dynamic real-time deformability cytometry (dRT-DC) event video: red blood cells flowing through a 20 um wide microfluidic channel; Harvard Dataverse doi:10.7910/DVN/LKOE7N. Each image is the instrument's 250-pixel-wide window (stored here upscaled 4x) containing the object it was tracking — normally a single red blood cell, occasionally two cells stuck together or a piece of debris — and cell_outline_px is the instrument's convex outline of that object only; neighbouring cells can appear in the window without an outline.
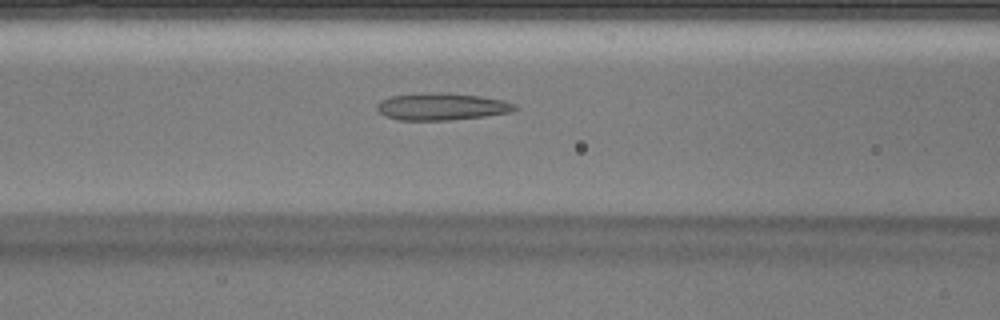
{"species": "Egyptian fruit bat (a non-hibernating species)", "species_latin": "Rousettus aegyptiacus", "temperature_condition": "warm", "stored_images_in_passage": 26, "camera_frame_rate_fps": 3000, "um_per_image_px": 0.085, "animal": {"sex": "male"}, "frame": {"image": 1, "passage_image": 8, "time_ms": 2.333, "image_size_px": [1000, 320], "cell_outline_px": [[520, 108], [512, 112], [484, 116], [448, 120], [400, 120], [384, 116], [376, 108], [376, 104], [380, 100], [392, 96], [448, 92], [480, 96], [504, 100], [516, 104]], "centroid_in_image_um": [37.59, 9.06], "position_along_channel_um": 129.0, "area_um2": 21.73}}
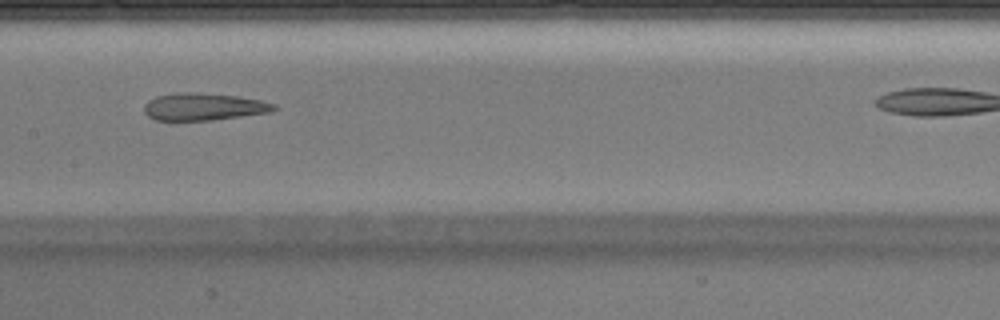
{"frame": {"image": 2, "passage_image": 12, "time_ms": 3.667, "image_size_px": [1000, 320], "cell_outline_px": [[276, 108], [268, 112], [212, 120], [156, 120], [148, 116], [144, 112], [144, 104], [148, 100], [156, 96], [176, 92], [180, 92], [236, 96], [260, 100], [276, 104]], "centroid_in_image_um": [17.25, 9.07], "position_along_channel_um": 190.2, "area_um2": 20.29}}